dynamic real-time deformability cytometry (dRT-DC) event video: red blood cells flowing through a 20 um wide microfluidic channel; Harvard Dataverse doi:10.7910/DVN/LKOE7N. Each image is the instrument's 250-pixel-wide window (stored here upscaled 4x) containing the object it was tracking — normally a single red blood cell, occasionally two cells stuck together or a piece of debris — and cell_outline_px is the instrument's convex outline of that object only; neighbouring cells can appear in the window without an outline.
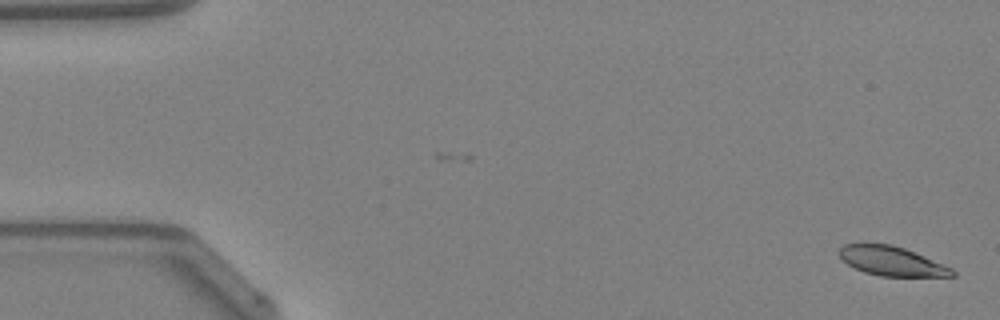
{"species": "Egyptian fruit bat (a non-hibernating species)", "species_latin": "Rousettus aegyptiacus", "temperature_condition": "warm", "stored_images_in_passage": 48, "camera_frame_rate_fps": 3000, "um_per_image_px": 0.085, "animal": {"sex": "female"}, "frame": {"image": 1, "passage_image": 1, "time_ms": 0.0, "image_size_px": [1000, 320], "cell_outline_px": [[956, 276], [880, 276], [864, 272], [848, 264], [840, 256], [840, 248], [844, 244], [892, 244], [904, 248], [924, 256], [952, 268], [956, 272]], "centroid_in_image_um": [75.82, 22.2], "position_along_channel_um": 9.2, "area_um2": 18.96}}
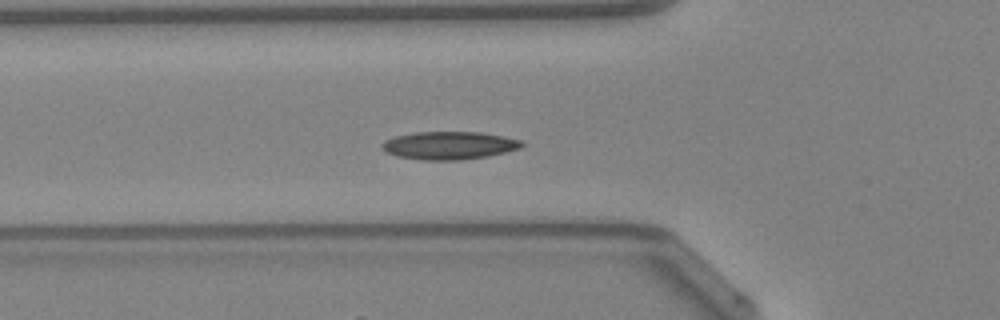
{"frame": {"image": 2, "passage_image": 17, "time_ms": 5.333, "image_size_px": [1000, 320], "cell_outline_px": [[524, 144], [520, 148], [488, 156], [460, 160], [424, 160], [396, 156], [388, 152], [380, 144], [384, 140], [396, 136], [416, 132], [480, 132], [504, 136], [524, 140]], "centroid_in_image_um": [38.21, 12.36], "position_along_channel_um": 87.6, "area_um2": 22.72}}
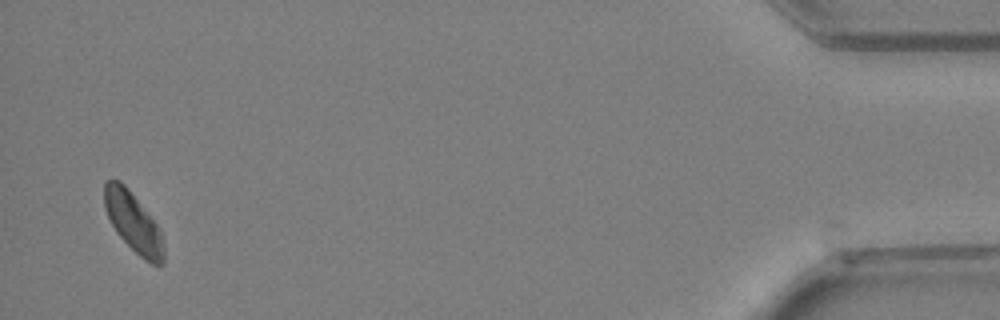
{"frame": {"image": 3, "passage_image": 47, "time_ms": 15.333, "image_size_px": [1000, 320], "cell_outline_px": [[164, 264], [152, 264], [144, 260], [116, 232], [104, 208], [104, 184], [108, 180], [120, 180], [128, 188], [156, 224], [160, 232], [164, 244]], "centroid_in_image_um": [11.32, 18.9], "position_along_channel_um": 423.9, "area_um2": 20.23}, "authors_computed_cell_mechanics": {"area_um2": 21.1837, "velocity_mm_per_s": 4.2073, "shape_relaxation_time_tau1_ms": 3.6201, "shape_relaxation_time_tau2_ms": null, "deformation_change_tau1": 0.0905, "deformation_change_tau2": null}}